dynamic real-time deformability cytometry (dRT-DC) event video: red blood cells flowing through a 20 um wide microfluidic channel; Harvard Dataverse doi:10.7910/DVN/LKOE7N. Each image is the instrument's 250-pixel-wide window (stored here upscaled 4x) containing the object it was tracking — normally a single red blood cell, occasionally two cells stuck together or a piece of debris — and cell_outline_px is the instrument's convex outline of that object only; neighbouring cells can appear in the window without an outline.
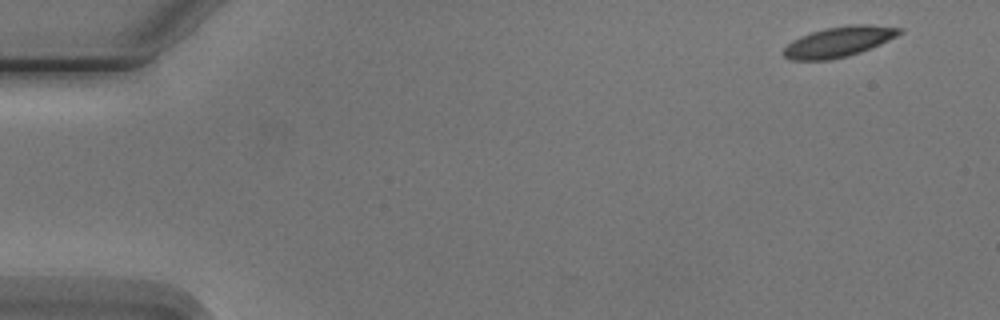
{"species": "Egyptian fruit bat (a non-hibernating species)", "species_latin": "Rousettus aegyptiacus", "temperature_condition": "cold", "stored_images_in_passage": 4, "camera_frame_rate_fps": 3000, "um_per_image_px": 0.085, "animal": {"sex": "male"}, "frame": {"image": 1, "passage_image": 1, "time_ms": 0.0, "image_size_px": [1000, 320], "cell_outline_px": [[904, 32], [880, 44], [860, 52], [848, 56], [832, 60], [788, 60], [784, 56], [784, 48], [792, 40], [800, 36], [824, 28], [848, 24], [868, 24], [904, 28]], "centroid_in_image_um": [71.3, 3.54], "position_along_channel_um": 13.7, "area_um2": 20.63}}
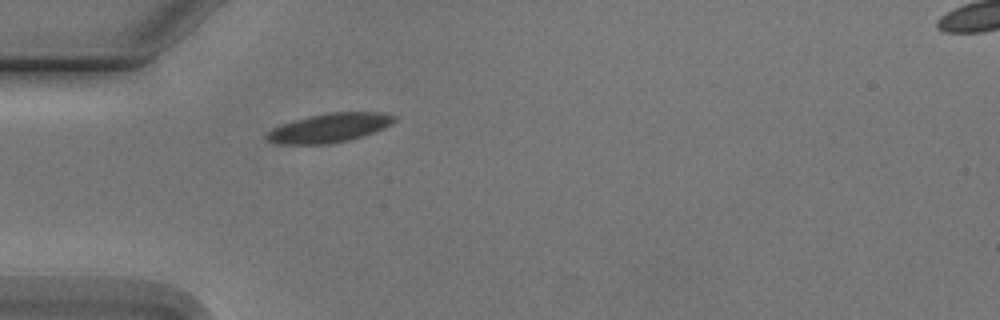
{"frame": {"image": 2, "passage_image": 4, "time_ms": 4.333, "image_size_px": [1000, 320], "cell_outline_px": [[396, 120], [384, 128], [348, 140], [328, 144], [272, 144], [264, 136], [272, 128], [308, 116], [328, 112], [380, 112], [396, 116]], "centroid_in_image_um": [27.97, 10.87], "position_along_channel_um": 57.0, "area_um2": 21.39}}